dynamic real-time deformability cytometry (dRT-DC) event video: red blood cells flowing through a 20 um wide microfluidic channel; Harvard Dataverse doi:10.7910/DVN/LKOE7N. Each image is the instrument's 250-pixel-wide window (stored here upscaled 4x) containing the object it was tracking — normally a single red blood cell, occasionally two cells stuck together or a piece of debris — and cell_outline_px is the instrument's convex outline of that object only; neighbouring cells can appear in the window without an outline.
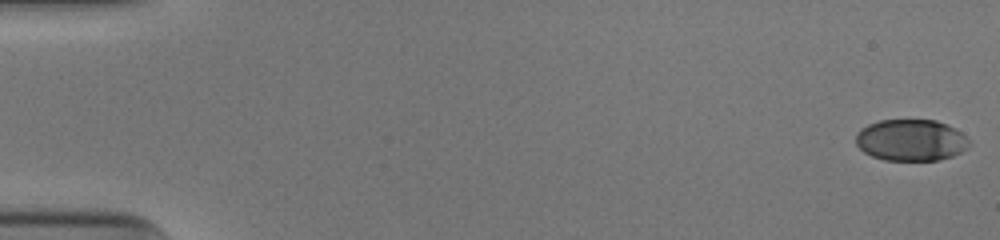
{"species": "human", "species_latin": "Homo sapiens", "temperature_condition": "cold", "stored_images_in_passage": 53, "camera_frame_rate_fps": 3000, "um_per_image_px": 0.085, "donor": {"sex": "male"}, "frame": {"image": 1, "passage_image": 1, "time_ms": 0.0, "image_size_px": [1000, 240], "cell_outline_px": [[972, 144], [968, 148], [952, 156], [940, 160], [884, 160], [872, 156], [864, 152], [856, 144], [856, 132], [860, 128], [868, 124], [880, 120], [936, 120], [948, 124], [960, 132]], "centroid_in_image_um": [77.42, 11.91], "position_along_channel_um": 7.6, "area_um2": 27.57}}
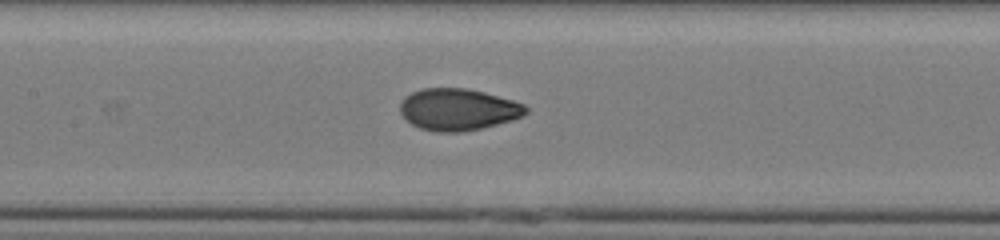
{"frame": {"image": 2, "passage_image": 26, "time_ms": 8.333, "image_size_px": [1000, 240], "cell_outline_px": [[528, 112], [524, 116], [512, 120], [480, 128], [460, 132], [436, 132], [420, 128], [412, 124], [400, 112], [400, 104], [404, 96], [412, 92], [424, 88], [468, 88], [484, 92], [512, 100], [524, 104], [528, 108]], "centroid_in_image_um": [38.94, 9.3], "position_along_channel_um": 168.5, "area_um2": 30.58}}
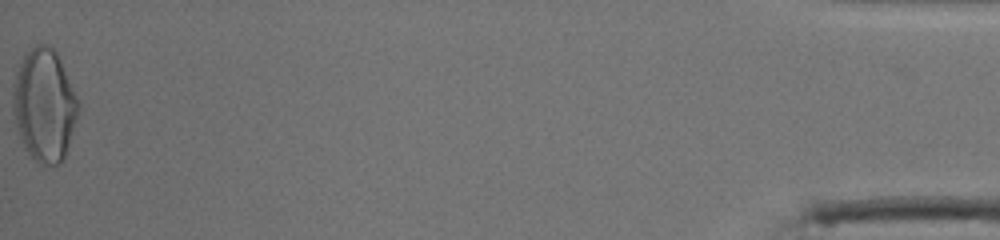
{"frame": {"image": 3, "passage_image": 53, "time_ms": 17.333, "image_size_px": [1000, 240], "cell_outline_px": [[80, 108], [64, 156], [56, 164], [40, 164], [24, 148], [12, 112], [12, 84], [16, 72], [24, 52], [36, 44], [48, 44], [56, 52], [80, 100]], "centroid_in_image_um": [3.75, 8.87], "position_along_channel_um": 431.4, "area_um2": 43.0}, "authors_computed_cell_mechanics": {"area_um2": 30.056, "velocity_mm_per_s": 3.9601, "shape_relaxation_time_tau1_ms": 3.8159, "shape_relaxation_time_tau2_ms": 0.8097, "deformation_change_tau1": 0.1813, "deformation_change_tau2": 0.04}}